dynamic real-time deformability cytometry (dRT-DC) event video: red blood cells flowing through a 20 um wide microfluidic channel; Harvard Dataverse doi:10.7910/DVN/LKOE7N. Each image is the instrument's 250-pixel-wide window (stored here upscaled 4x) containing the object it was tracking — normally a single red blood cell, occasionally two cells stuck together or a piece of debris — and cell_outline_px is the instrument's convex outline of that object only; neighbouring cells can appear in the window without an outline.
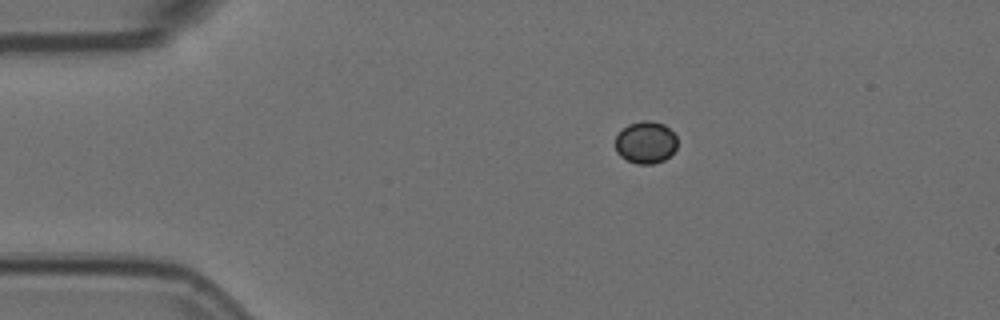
{"species": "Egyptian fruit bat (a non-hibernating species)", "species_latin": "Rousettus aegyptiacus", "temperature_condition": "room temperature", "stored_images_in_passage": 2, "camera_frame_rate_fps": 3000, "um_per_image_px": 0.085, "animal": {"sex": "female"}, "frame": {"image": 1, "passage_image": 1, "time_ms": 0.0, "image_size_px": [1000, 320], "cell_outline_px": [[676, 148], [664, 160], [652, 164], [636, 164], [620, 156], [616, 152], [616, 136], [628, 124], [640, 120], [652, 120], [664, 124], [676, 136]], "centroid_in_image_um": [54.87, 12.09], "position_along_channel_um": 30.1, "area_um2": 15.2}}